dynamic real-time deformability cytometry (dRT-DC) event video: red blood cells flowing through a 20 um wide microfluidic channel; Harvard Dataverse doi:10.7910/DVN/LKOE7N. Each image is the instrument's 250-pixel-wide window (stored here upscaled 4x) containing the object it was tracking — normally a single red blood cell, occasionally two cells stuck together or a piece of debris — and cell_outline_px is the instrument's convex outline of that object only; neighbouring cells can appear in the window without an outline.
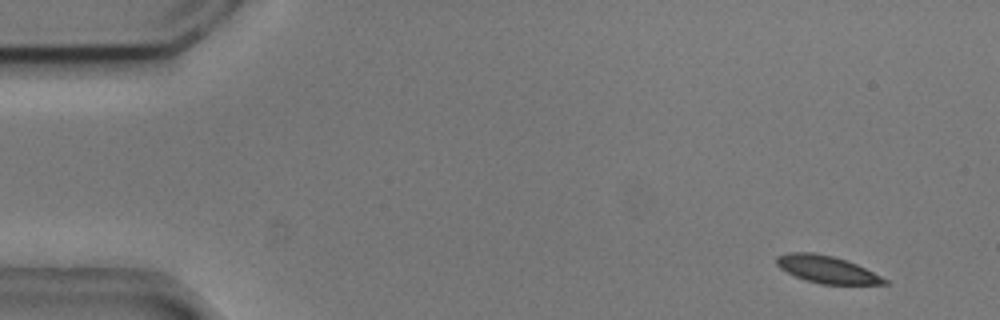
{"species": "common noctule bat (a hibernating species)", "species_latin": "Nyctalus noctula", "temperature_condition": "cold", "stored_images_in_passage": 7, "camera_frame_rate_fps": 3000, "um_per_image_px": 0.085, "animal": {"sex": "male", "body_mass_g": 20.5, "forearm_length_mm": 52.5}, "frame": {"image": 1, "passage_image": 1, "time_ms": 0.0, "image_size_px": [1000, 320], "cell_outline_px": [[888, 284], [820, 284], [796, 276], [780, 268], [776, 264], [776, 256], [788, 252], [812, 252], [832, 256], [856, 264], [888, 280]], "centroid_in_image_um": [70.25, 22.89], "position_along_channel_um": 14.8, "area_um2": 16.82}}
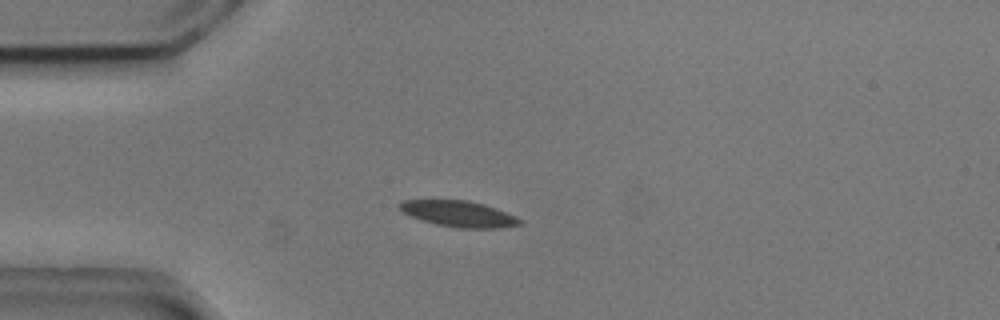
{"frame": {"image": 2, "passage_image": 4, "time_ms": 1.0, "image_size_px": [1000, 320], "cell_outline_px": [[524, 224], [496, 228], [460, 228], [436, 224], [412, 216], [404, 212], [396, 204], [400, 200], [468, 200], [484, 204], [496, 208], [516, 216], [524, 220]], "centroid_in_image_um": [39.04, 18.17], "position_along_channel_um": 46.0, "area_um2": 18.21}}
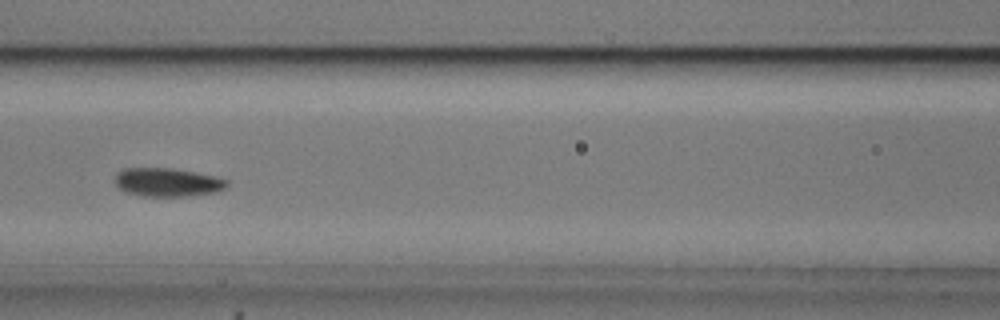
{"frame": {"image": 3, "passage_image": 7, "time_ms": 2.0, "image_size_px": [1000, 320], "cell_outline_px": [[228, 184], [224, 188], [216, 192], [188, 196], [144, 196], [124, 192], [116, 184], [116, 172], [124, 168], [168, 168], [196, 172], [216, 176], [228, 180]], "centroid_in_image_um": [14.24, 15.49], "position_along_channel_um": 152.4, "area_um2": 18.61}}